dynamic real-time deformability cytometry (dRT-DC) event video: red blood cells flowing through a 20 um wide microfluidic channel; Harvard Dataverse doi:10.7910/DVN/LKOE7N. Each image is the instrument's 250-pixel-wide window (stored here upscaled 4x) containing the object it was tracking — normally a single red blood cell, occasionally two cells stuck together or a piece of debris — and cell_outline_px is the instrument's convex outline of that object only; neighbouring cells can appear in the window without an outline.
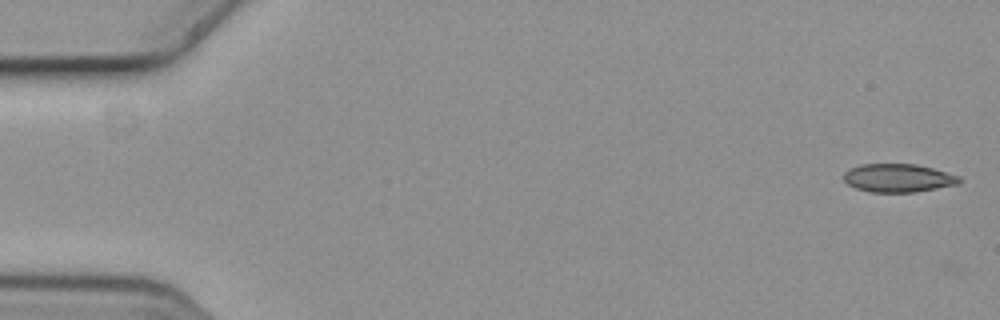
{"species": "common noctule bat (a hibernating species)", "species_latin": "Nyctalus noctula", "temperature_condition": "cold", "stored_images_in_passage": 6, "camera_frame_rate_fps": 3000, "um_per_image_px": 0.085, "animal": {"sex": "female", "body_mass_g": 19.3, "forearm_length_mm": 54.1}, "frame": {"image": 1, "passage_image": 1, "time_ms": 0.0, "image_size_px": [1000, 320], "cell_outline_px": [[960, 184], [916, 192], [868, 192], [856, 188], [848, 184], [844, 180], [844, 172], [848, 168], [860, 164], [916, 164], [932, 168], [960, 176]], "centroid_in_image_um": [76.33, 15.13], "position_along_channel_um": 8.7, "area_um2": 19.19}}
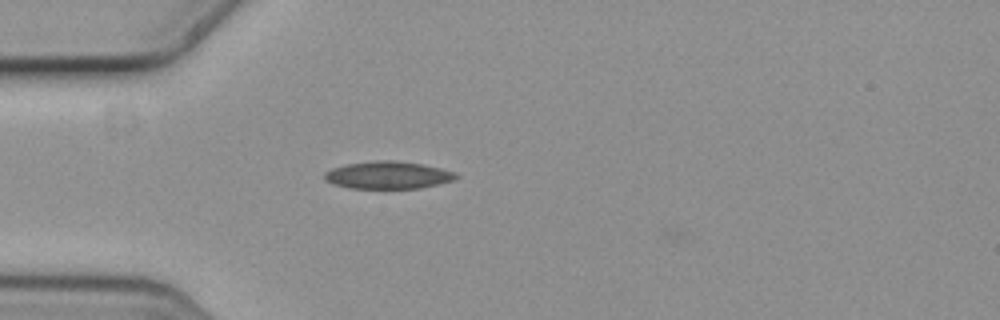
{"frame": {"image": 2, "passage_image": 5, "time_ms": 1.333, "image_size_px": [1000, 320], "cell_outline_px": [[460, 176], [452, 180], [420, 188], [352, 188], [332, 184], [324, 180], [324, 172], [332, 168], [348, 164], [376, 160], [396, 160], [424, 164], [456, 172]], "centroid_in_image_um": [32.97, 14.87], "position_along_channel_um": 52.0, "area_um2": 21.04}}